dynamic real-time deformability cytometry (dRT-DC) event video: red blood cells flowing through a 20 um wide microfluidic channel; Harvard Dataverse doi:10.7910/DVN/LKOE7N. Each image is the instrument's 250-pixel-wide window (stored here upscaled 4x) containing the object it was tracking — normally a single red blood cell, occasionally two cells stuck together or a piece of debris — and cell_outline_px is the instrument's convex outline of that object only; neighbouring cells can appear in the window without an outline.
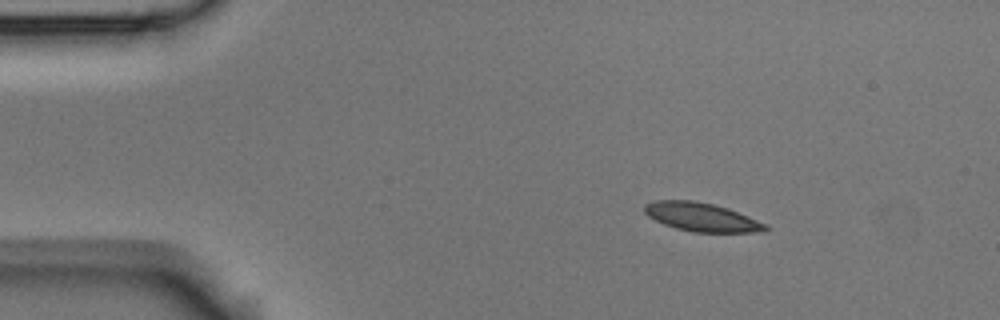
{"species": "Egyptian fruit bat (a non-hibernating species)", "species_latin": "Rousettus aegyptiacus", "temperature_condition": "room temperature", "stored_images_in_passage": 4, "camera_frame_rate_fps": 3000, "um_per_image_px": 0.085, "animal": {"sex": "male"}, "frame": {"image": 1, "passage_image": 2, "time_ms": 0.333, "image_size_px": [1000, 320], "cell_outline_px": [[768, 232], [692, 232], [676, 228], [664, 224], [648, 216], [644, 212], [644, 204], [656, 200], [692, 200], [712, 204], [728, 208], [768, 224]], "centroid_in_image_um": [59.66, 18.45], "position_along_channel_um": 25.3, "area_um2": 20.23}}